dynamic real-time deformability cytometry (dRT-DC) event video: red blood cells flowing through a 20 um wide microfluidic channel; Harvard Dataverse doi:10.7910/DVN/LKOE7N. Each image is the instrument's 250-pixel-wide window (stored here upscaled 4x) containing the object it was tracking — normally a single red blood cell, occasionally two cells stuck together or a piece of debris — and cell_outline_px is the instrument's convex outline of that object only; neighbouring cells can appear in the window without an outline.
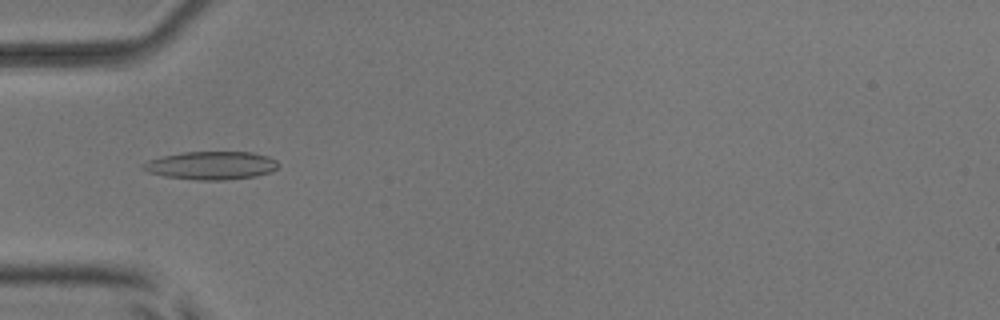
{"species": "common noctule bat (a hibernating species)", "species_latin": "Nyctalus noctula", "temperature_condition": "room temperature", "stored_images_in_passage": 37, "camera_frame_rate_fps": 3000, "um_per_image_px": 0.085, "animal": {"sex": "male", "body_mass_g": 17.9, "forearm_length_mm": 54.2}, "frame": {"image": 1, "passage_image": 2, "time_ms": 0.333, "image_size_px": [1000, 320], "cell_outline_px": [[280, 164], [272, 172], [256, 176], [224, 180], [196, 180], [164, 176], [148, 172], [140, 168], [140, 164], [148, 160], [164, 156], [184, 152], [252, 152], [268, 156], [276, 160]], "centroid_in_image_um": [17.95, 14.07], "position_along_channel_um": 67.0, "area_um2": 22.31}}
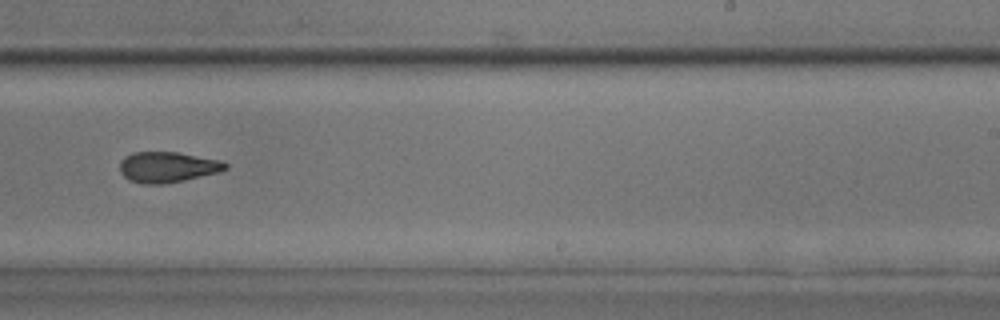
{"frame": {"image": 2, "passage_image": 18, "time_ms": 5.667, "image_size_px": [1000, 320], "cell_outline_px": [[228, 168], [220, 172], [184, 180], [160, 184], [140, 184], [128, 180], [120, 172], [120, 160], [124, 156], [132, 152], [176, 152], [220, 160], [228, 164]], "centroid_in_image_um": [14.21, 14.2], "position_along_channel_um": 274.8, "area_um2": 18.96}}
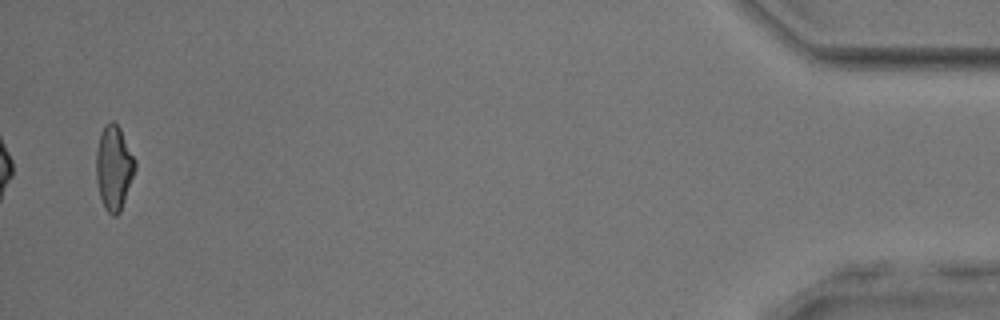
{"frame": {"image": 3, "passage_image": 36, "time_ms": 11.667, "image_size_px": [1000, 320], "cell_outline_px": [[136, 168], [120, 212], [116, 216], [112, 216], [104, 208], [100, 196], [96, 180], [96, 152], [100, 136], [104, 124], [112, 120], [120, 128], [136, 160]], "centroid_in_image_um": [9.68, 14.26], "position_along_channel_um": 425.5, "area_um2": 19.13}, "authors_computed_cell_mechanics": {"area_um2": 19.074, "velocity_mm_per_s": 3.9214, "shape_relaxation_time_tau1_ms": 7.4801, "shape_relaxation_time_tau2_ms": 4.3182, "deformation_change_tau1": 0.1823, "deformation_change_tau2": 0.1396}}